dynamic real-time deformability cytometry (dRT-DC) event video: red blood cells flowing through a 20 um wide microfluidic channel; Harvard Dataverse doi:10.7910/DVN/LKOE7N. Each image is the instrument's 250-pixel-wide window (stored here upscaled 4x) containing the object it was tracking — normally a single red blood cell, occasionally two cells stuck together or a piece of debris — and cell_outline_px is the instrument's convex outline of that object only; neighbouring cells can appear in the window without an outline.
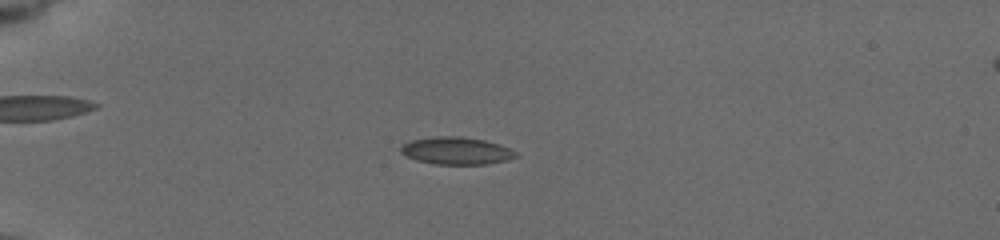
{"species": "common noctule bat (a hibernating species)", "species_latin": "Nyctalus noctula", "temperature_condition": "cold", "stored_images_in_passage": 12, "camera_frame_rate_fps": 3000, "um_per_image_px": 0.085, "animal": {"sex": "female", "body_mass_g": 19.5, "forearm_length_mm": 54.1}, "frame": {"image": 1, "passage_image": 10, "time_ms": 5.333, "image_size_px": [1000, 240], "cell_outline_px": [[520, 156], [508, 160], [488, 164], [436, 164], [416, 160], [400, 152], [400, 148], [404, 144], [412, 140], [436, 136], [460, 136], [484, 140], [500, 144], [516, 152]], "centroid_in_image_um": [38.83, 12.82], "position_along_channel_um": 46.2, "area_um2": 18.32}}